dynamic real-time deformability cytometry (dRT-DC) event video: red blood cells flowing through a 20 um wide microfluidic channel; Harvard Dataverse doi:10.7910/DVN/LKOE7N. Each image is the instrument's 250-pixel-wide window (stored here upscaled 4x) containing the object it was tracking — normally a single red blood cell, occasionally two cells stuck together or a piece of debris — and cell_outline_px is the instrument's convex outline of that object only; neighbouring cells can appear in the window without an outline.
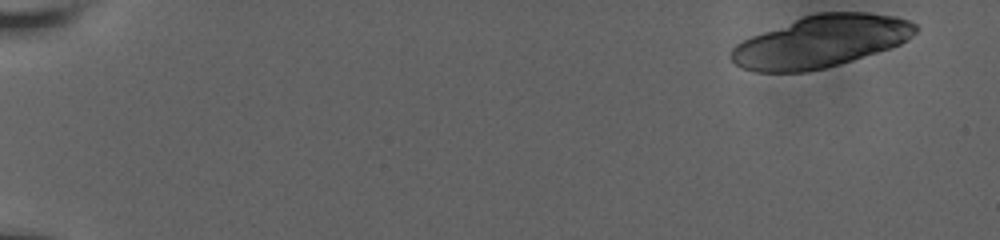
{"species": "human", "species_latin": "Homo sapiens", "temperature_condition": "room temperature", "stored_images_in_passage": 22, "camera_frame_rate_fps": 3000, "um_per_image_px": 0.085, "donor": {"sex": "male"}, "frame": {"image": 1, "passage_image": 1, "time_ms": 0.0, "image_size_px": [1000, 240], "cell_outline_px": [[920, 28], [912, 36], [900, 44], [840, 64], [808, 72], [756, 72], [740, 68], [728, 56], [728, 52], [736, 44], [752, 36], [804, 16], [816, 12], [864, 12], [896, 16], [908, 20], [916, 24]], "centroid_in_image_um": [69.76, 3.53], "position_along_channel_um": 15.2, "area_um2": 55.6}}